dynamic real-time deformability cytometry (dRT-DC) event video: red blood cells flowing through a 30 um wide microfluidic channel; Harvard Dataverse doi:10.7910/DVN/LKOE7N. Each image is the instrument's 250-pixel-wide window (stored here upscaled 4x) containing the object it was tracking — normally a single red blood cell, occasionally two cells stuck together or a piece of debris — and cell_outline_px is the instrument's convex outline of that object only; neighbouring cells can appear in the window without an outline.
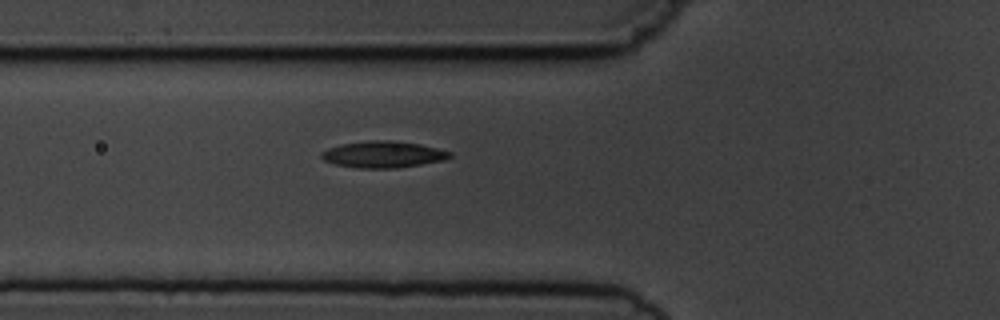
{"species": "common noctule bat (a hibernating species)", "species_latin": "Nyctalus noctula", "temperature_condition": "cold", "stored_images_in_passage": 5, "camera_frame_rate_fps": 3000, "um_per_image_px": 0.085, "animal": {"sex": "male", "body_mass_g": 19.5, "forearm_length_mm": 54.6}, "frame": {"image": 1, "passage_image": 5, "time_ms": 4.333, "image_size_px": [1000, 320], "cell_outline_px": [[452, 156], [444, 160], [396, 168], [356, 168], [336, 164], [324, 160], [320, 156], [320, 152], [328, 148], [340, 144], [372, 140], [396, 140], [420, 144], [452, 152]], "centroid_in_image_um": [32.55, 13.12], "position_along_channel_um": 93.2, "area_um2": 19.88}}